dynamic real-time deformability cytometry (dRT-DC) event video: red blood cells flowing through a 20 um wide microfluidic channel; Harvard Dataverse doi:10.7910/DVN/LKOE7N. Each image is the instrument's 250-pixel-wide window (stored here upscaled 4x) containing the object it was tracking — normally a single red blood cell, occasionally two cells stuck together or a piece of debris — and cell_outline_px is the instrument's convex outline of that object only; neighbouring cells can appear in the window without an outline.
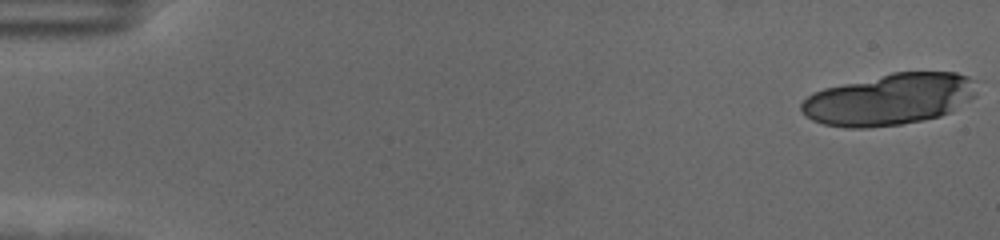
{"species": "human", "species_latin": "Homo sapiens", "temperature_condition": "cold", "stored_images_in_passage": 21, "camera_frame_rate_fps": 3000, "um_per_image_px": 0.085, "donor": {"sex": "female"}, "frame": {"image": 1, "passage_image": 1, "time_ms": 0.0, "image_size_px": [1000, 240], "cell_outline_px": [[976, 96], [952, 112], [940, 116], [900, 124], [868, 128], [844, 128], [824, 124], [812, 120], [800, 108], [800, 104], [812, 92], [824, 88], [892, 72], [956, 72], [968, 76], [976, 80]], "centroid_in_image_um": [75.63, 8.44], "position_along_channel_um": 9.4, "area_um2": 52.77}}